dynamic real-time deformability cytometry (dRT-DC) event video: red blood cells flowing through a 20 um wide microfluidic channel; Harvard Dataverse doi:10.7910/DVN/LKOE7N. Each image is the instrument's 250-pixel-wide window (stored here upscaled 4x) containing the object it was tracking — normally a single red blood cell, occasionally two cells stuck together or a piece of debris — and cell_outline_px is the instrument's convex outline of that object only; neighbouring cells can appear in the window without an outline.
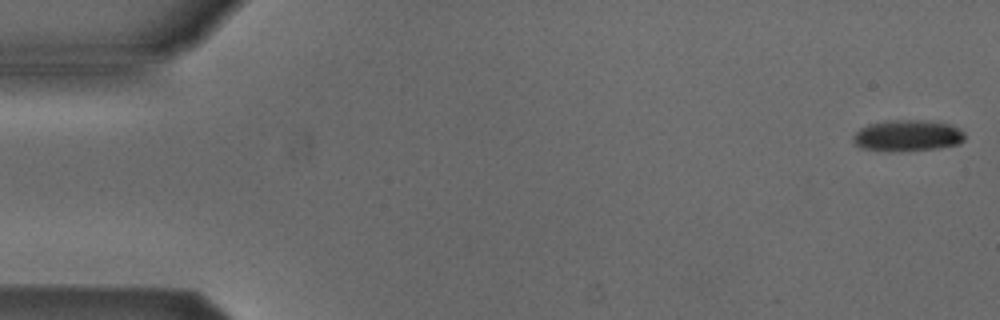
{"species": "Egyptian fruit bat (a non-hibernating species)", "species_latin": "Rousettus aegyptiacus", "temperature_condition": "cold", "stored_images_in_passage": 53, "camera_frame_rate_fps": 3000, "um_per_image_px": 0.085, "animal": {"sex": "male"}, "frame": {"image": 1, "passage_image": 1, "time_ms": 0.0, "image_size_px": [1000, 320], "cell_outline_px": [[964, 140], [960, 144], [940, 148], [900, 152], [888, 152], [860, 148], [852, 140], [852, 136], [860, 128], [868, 124], [888, 120], [928, 120], [948, 124], [960, 128], [964, 132]], "centroid_in_image_um": [77.13, 11.54], "position_along_channel_um": 7.9, "area_um2": 20.87}}
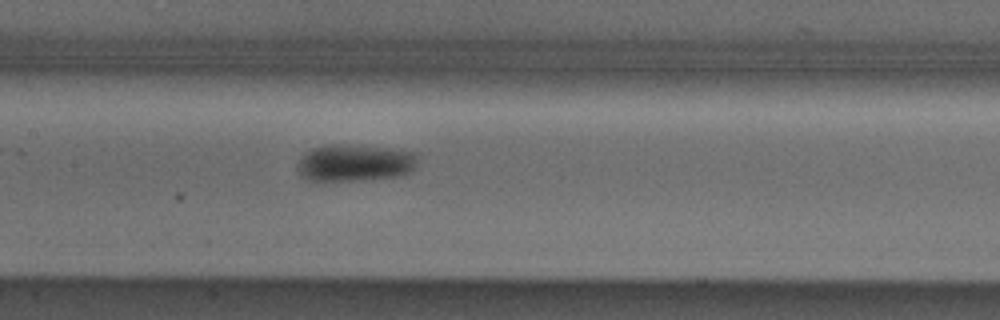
{"frame": {"image": 2, "passage_image": 25, "time_ms": 8.0, "image_size_px": [1000, 320], "cell_outline_px": [[416, 156], [412, 168], [408, 172], [396, 176], [352, 180], [308, 180], [300, 176], [296, 168], [296, 164], [304, 152], [312, 148], [324, 144], [340, 144], [388, 148], [416, 152]], "centroid_in_image_um": [30.04, 13.82], "position_along_channel_um": 177.4, "area_um2": 25.66}}
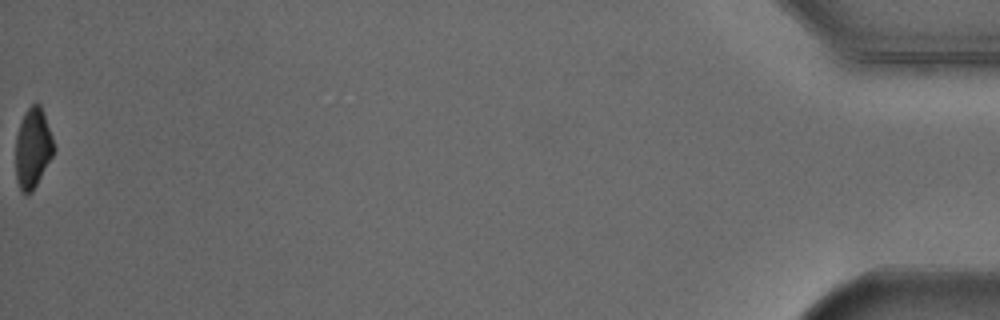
{"frame": {"image": 3, "passage_image": 53, "time_ms": 17.333, "image_size_px": [1000, 320], "cell_outline_px": [[56, 148], [52, 156], [32, 192], [28, 196], [20, 192], [16, 180], [16, 136], [24, 112], [32, 104], [40, 104], [52, 136]], "centroid_in_image_um": [2.78, 12.63], "position_along_channel_um": 432.4, "area_um2": 17.8}, "authors_computed_cell_mechanics": {"area_um2": 21.8484, "velocity_mm_per_s": 3.8787, "shape_relaxation_time_tau1_ms": 4.3103, "shape_relaxation_time_tau2_ms": null, "deformation_change_tau1": 0.1018, "deformation_change_tau2": null}}